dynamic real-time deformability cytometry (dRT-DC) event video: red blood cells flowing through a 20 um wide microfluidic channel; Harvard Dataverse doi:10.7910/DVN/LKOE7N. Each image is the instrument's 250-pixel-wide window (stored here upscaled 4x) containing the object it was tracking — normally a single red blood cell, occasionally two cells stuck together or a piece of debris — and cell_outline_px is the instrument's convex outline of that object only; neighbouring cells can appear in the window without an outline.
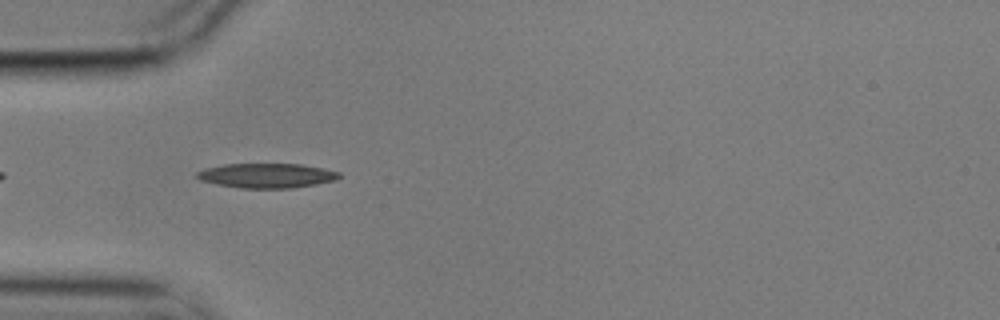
{"species": "common noctule bat (a hibernating species)", "species_latin": "Nyctalus noctula", "temperature_condition": "cold", "stored_images_in_passage": 1, "camera_frame_rate_fps": 3000, "um_per_image_px": 0.085, "animal": {"sex": "male", "body_mass_g": 17.9}, "frame": {"image": 1, "passage_image": 1, "time_ms": 0.0, "image_size_px": [1000, 320], "cell_outline_px": [[340, 176], [336, 180], [316, 184], [292, 188], [240, 188], [216, 184], [200, 180], [196, 176], [196, 172], [204, 168], [224, 164], [300, 164], [340, 172]], "centroid_in_image_um": [22.63, 14.93], "position_along_channel_um": 62.4, "area_um2": 20.35}}